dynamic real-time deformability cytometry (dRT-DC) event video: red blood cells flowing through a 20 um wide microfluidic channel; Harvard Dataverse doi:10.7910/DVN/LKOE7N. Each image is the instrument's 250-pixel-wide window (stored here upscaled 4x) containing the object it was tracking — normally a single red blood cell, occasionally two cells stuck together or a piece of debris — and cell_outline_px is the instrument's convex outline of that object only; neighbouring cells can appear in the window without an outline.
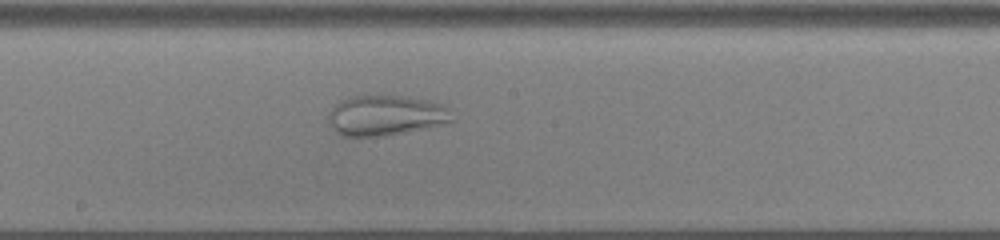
{"species": "common noctule bat (a hibernating species)", "species_latin": "Nyctalus noctula", "temperature_condition": "cold", "stored_images_in_passage": 42, "camera_frame_rate_fps": 3000, "um_per_image_px": 0.085, "animal": {"sex": "male", "body_mass_g": 13.0, "forearm_length_mm": 53.1}, "frame": {"image": 1, "passage_image": 18, "time_ms": 5.667, "image_size_px": [1000, 240], "cell_outline_px": [[452, 120], [448, 124], [428, 128], [384, 136], [340, 136], [336, 132], [328, 120], [328, 116], [332, 108], [340, 100], [348, 96], [404, 96], [428, 100], [444, 104], [448, 108]], "centroid_in_image_um": [32.8, 9.82], "position_along_channel_um": 215.4, "area_um2": 29.19}}
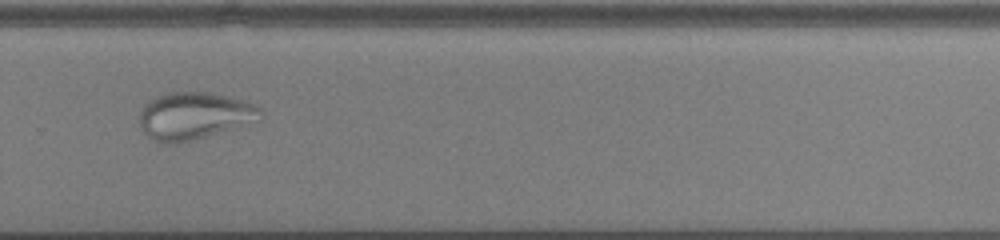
{"frame": {"image": 2, "passage_image": 26, "time_ms": 8.333, "image_size_px": [1000, 240], "cell_outline_px": [[264, 120], [192, 140], [168, 144], [156, 140], [148, 136], [140, 128], [140, 108], [148, 100], [164, 92], [212, 92], [240, 100], [252, 104], [260, 108], [264, 112]], "centroid_in_image_um": [16.53, 9.83], "position_along_channel_um": 313.3, "area_um2": 33.58}}
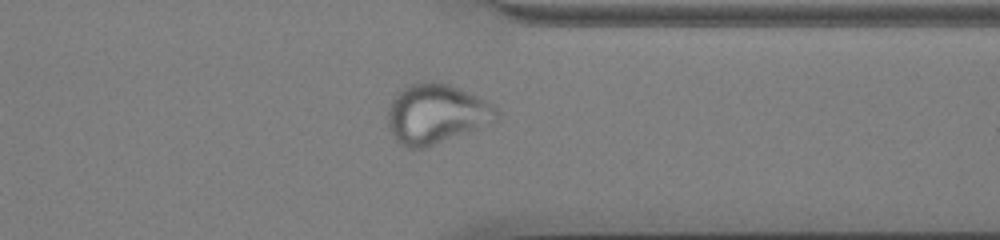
{"frame": {"image": 3, "passage_image": 31, "time_ms": 10.0, "image_size_px": [1000, 240], "cell_outline_px": [[500, 120], [424, 148], [408, 148], [400, 144], [396, 140], [388, 128], [388, 108], [392, 100], [408, 84], [424, 80], [448, 84], [476, 96], [484, 100], [496, 108], [500, 112]], "centroid_in_image_um": [37.08, 9.68], "position_along_channel_um": 374.3, "area_um2": 37.57}}